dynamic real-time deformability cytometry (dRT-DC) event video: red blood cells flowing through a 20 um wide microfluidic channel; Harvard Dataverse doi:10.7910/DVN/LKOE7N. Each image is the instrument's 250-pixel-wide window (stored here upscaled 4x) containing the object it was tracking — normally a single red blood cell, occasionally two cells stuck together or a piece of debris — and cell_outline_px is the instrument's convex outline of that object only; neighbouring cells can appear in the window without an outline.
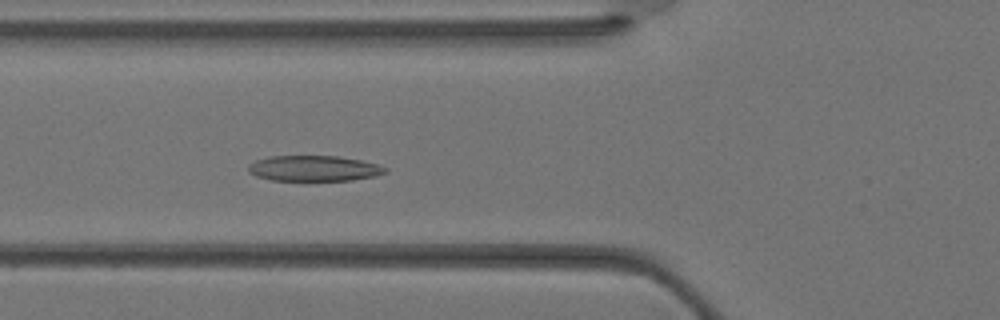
{"species": "Egyptian fruit bat (a non-hibernating species)", "species_latin": "Rousettus aegyptiacus", "temperature_condition": "warm", "stored_images_in_passage": 35, "camera_frame_rate_fps": 3000, "um_per_image_px": 0.085, "animal": {"sex": "female"}, "frame": {"image": 1, "passage_image": 12, "time_ms": 3.667, "image_size_px": [1000, 320], "cell_outline_px": [[388, 172], [376, 176], [352, 180], [272, 180], [256, 176], [248, 172], [248, 164], [256, 160], [268, 156], [336, 156], [360, 160], [380, 164], [388, 168]], "centroid_in_image_um": [26.71, 14.31], "position_along_channel_um": 99.1, "area_um2": 20.52}}
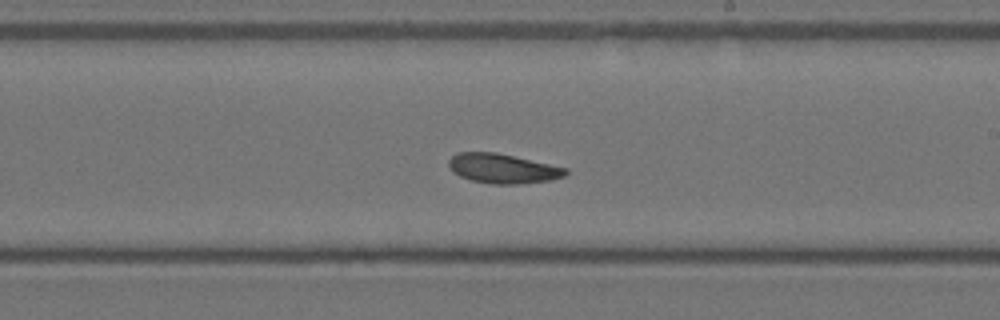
{"frame": {"image": 2, "passage_image": 20, "time_ms": 6.333, "image_size_px": [1000, 320], "cell_outline_px": [[568, 172], [564, 176], [548, 180], [516, 184], [492, 184], [472, 180], [460, 176], [452, 172], [448, 164], [448, 160], [456, 152], [496, 152], [568, 168]], "centroid_in_image_um": [42.7, 14.31], "position_along_channel_um": 246.3, "area_um2": 20.06}}
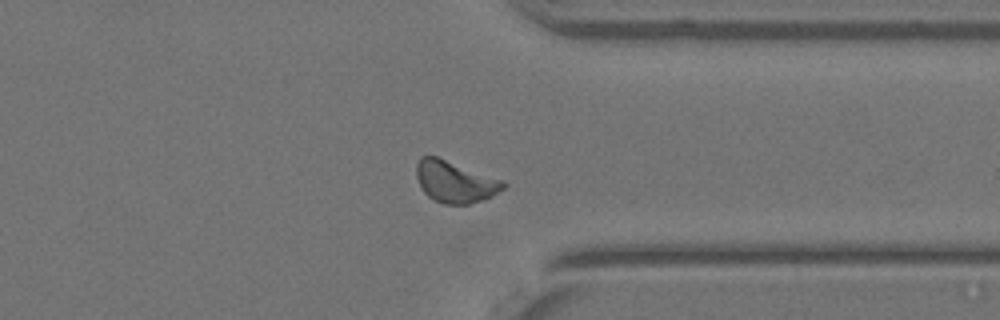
{"frame": {"image": 3, "passage_image": 27, "time_ms": 8.667, "image_size_px": [1000, 320], "cell_outline_px": [[508, 184], [504, 188], [492, 196], [484, 200], [468, 204], [444, 204], [428, 196], [420, 188], [416, 176], [416, 164], [420, 156], [436, 156], [504, 180]], "centroid_in_image_um": [38.68, 15.44], "position_along_channel_um": 372.7, "area_um2": 21.21}}